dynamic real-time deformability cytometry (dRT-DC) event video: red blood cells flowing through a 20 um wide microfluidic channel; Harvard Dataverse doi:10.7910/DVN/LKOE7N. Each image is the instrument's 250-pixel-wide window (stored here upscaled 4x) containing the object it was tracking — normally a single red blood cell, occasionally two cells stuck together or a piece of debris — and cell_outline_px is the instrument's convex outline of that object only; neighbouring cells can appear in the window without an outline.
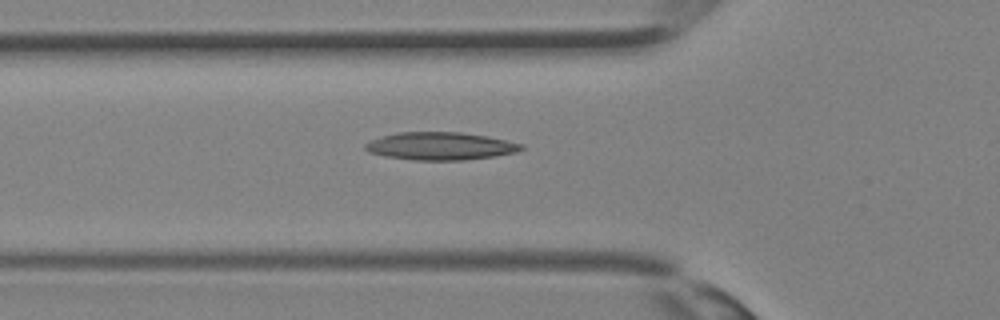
{"species": "Egyptian fruit bat (a non-hibernating species)", "species_latin": "Rousettus aegyptiacus", "temperature_condition": "room temperature", "stored_images_in_passage": 35, "segment_of_instrument_passage": [1, 2], "camera_frame_rate_fps": 3000, "um_per_image_px": 0.085, "animal": {"sex": "female"}, "frame": {"image": 1, "passage_image": 12, "time_ms": 3.667, "image_size_px": [1000, 320], "cell_outline_px": [[524, 148], [516, 152], [496, 156], [464, 160], [412, 160], [384, 156], [368, 152], [364, 148], [364, 144], [372, 140], [384, 136], [400, 132], [460, 132], [488, 136], [524, 144]], "centroid_in_image_um": [37.45, 12.42], "position_along_channel_um": 88.3, "area_um2": 25.26}}
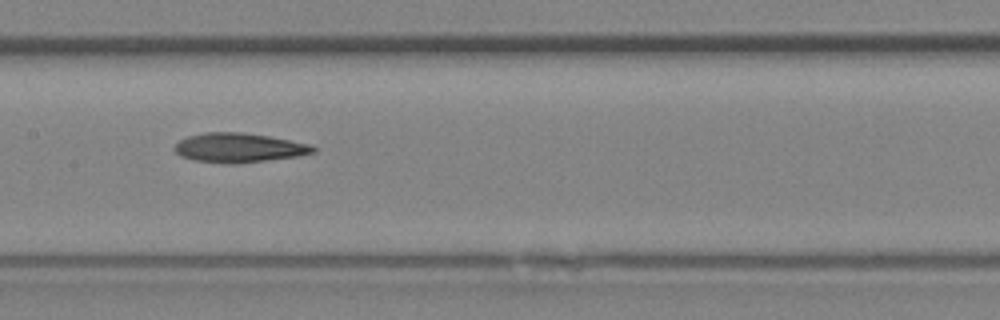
{"frame": {"image": 2, "passage_image": 17, "time_ms": 5.333, "image_size_px": [1000, 320], "cell_outline_px": [[316, 152], [296, 156], [232, 164], [224, 164], [192, 160], [180, 156], [172, 148], [180, 140], [188, 136], [204, 132], [240, 132], [268, 136], [312, 144], [316, 148]], "centroid_in_image_um": [20.27, 12.56], "position_along_channel_um": 187.1, "area_um2": 23.7}}
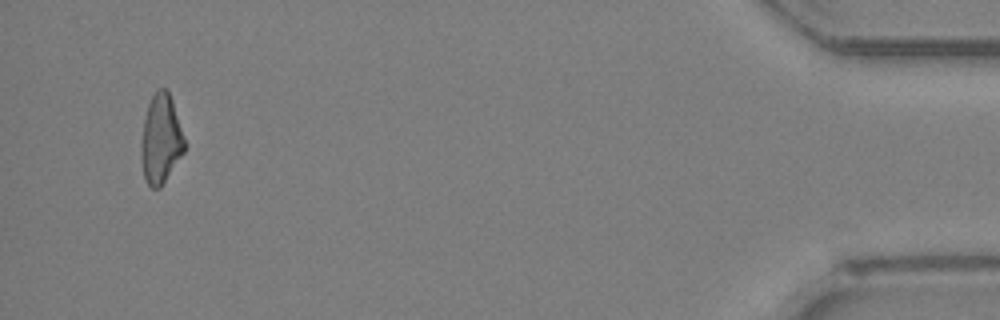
{"frame": {"image": 3, "passage_image": 33, "time_ms": 10.667, "image_size_px": [1000, 320], "cell_outline_px": [[184, 152], [160, 188], [152, 188], [144, 180], [140, 152], [140, 144], [144, 120], [148, 104], [156, 88], [168, 88], [172, 100], [184, 140]], "centroid_in_image_um": [13.64, 11.82], "position_along_channel_um": 421.6, "area_um2": 22.43}}